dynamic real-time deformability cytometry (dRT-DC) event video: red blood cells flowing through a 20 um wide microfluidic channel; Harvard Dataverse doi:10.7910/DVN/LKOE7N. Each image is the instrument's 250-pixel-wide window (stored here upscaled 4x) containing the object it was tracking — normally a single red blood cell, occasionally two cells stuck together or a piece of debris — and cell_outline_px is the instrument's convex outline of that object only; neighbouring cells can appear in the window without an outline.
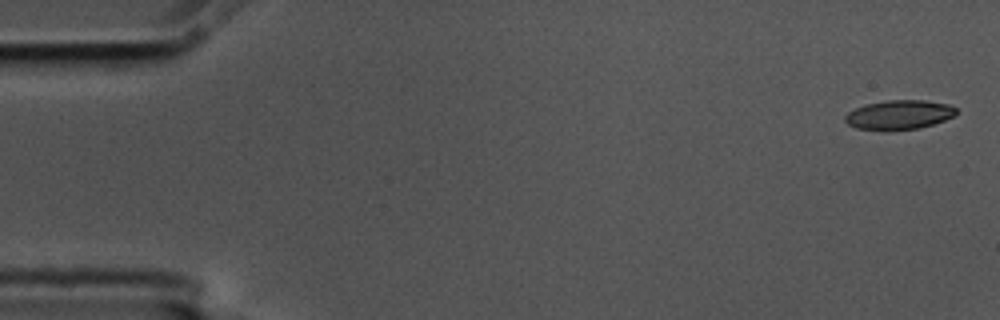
{"species": "common noctule bat (a hibernating species)", "species_latin": "Nyctalus noctula", "temperature_condition": "cold", "stored_images_in_passage": 3, "camera_frame_rate_fps": 3000, "um_per_image_px": 0.085, "animal": {"sex": "male", "body_mass_g": 17.5, "forearm_length_mm": 52.3}, "frame": {"image": 1, "passage_image": 1, "time_ms": 0.0, "image_size_px": [1000, 320], "cell_outline_px": [[956, 116], [920, 128], [856, 128], [848, 124], [844, 120], [844, 116], [848, 112], [864, 104], [888, 100], [924, 100], [948, 104], [956, 108]], "centroid_in_image_um": [76.44, 9.71], "position_along_channel_um": 8.6, "area_um2": 18.44}}